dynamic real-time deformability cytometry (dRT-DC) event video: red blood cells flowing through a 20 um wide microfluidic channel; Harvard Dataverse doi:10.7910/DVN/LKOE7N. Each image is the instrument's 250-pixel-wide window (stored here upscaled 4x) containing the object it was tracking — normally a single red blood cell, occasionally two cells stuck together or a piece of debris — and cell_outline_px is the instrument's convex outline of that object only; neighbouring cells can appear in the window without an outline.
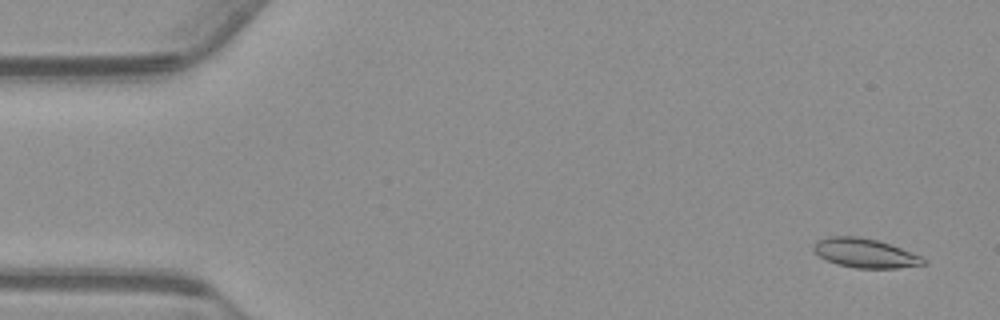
{"species": "common noctule bat (a hibernating species)", "species_latin": "Nyctalus noctula", "temperature_condition": "warm", "stored_images_in_passage": 55, "camera_frame_rate_fps": 3000, "um_per_image_px": 0.085, "animal": {"sex": "male", "body_mass_g": 23.1, "forearm_length_mm": 52.7}, "frame": {"image": 1, "passage_image": 3, "time_ms": 0.667, "image_size_px": [1000, 320], "cell_outline_px": [[928, 260], [924, 264], [896, 268], [856, 268], [836, 264], [812, 252], [812, 244], [816, 240], [828, 236], [856, 236], [876, 240], [900, 248], [920, 256]], "centroid_in_image_um": [73.46, 21.51], "position_along_channel_um": 11.5, "area_um2": 18.61}}
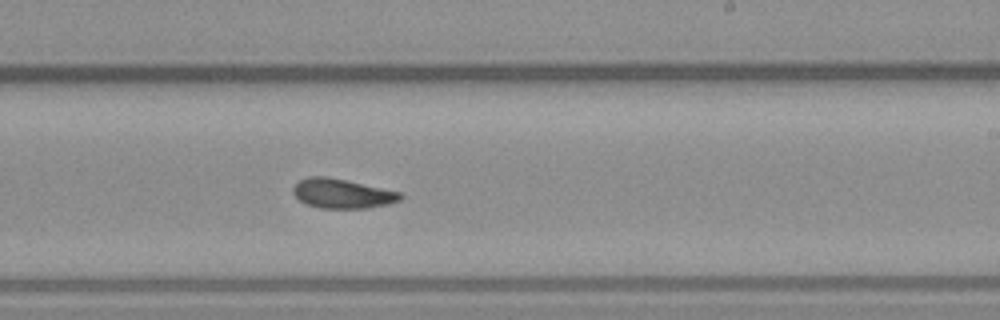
{"frame": {"image": 2, "passage_image": 33, "time_ms": 10.667, "image_size_px": [1000, 320], "cell_outline_px": [[404, 196], [400, 200], [388, 204], [368, 208], [320, 208], [308, 204], [300, 200], [292, 192], [292, 188], [300, 180], [308, 176], [328, 176], [400, 192]], "centroid_in_image_um": [29.09, 16.45], "position_along_channel_um": 259.9, "area_um2": 18.32}}
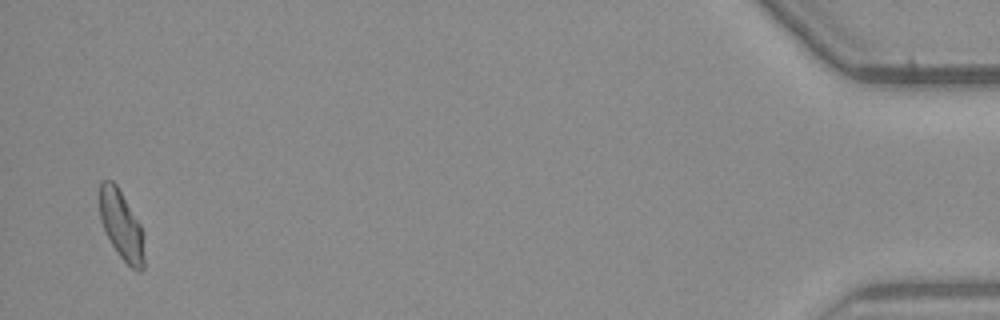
{"frame": {"image": 3, "passage_image": 54, "time_ms": 17.667, "image_size_px": [1000, 320], "cell_outline_px": [[144, 268], [140, 272], [132, 268], [120, 256], [112, 244], [100, 220], [100, 180], [112, 180], [116, 184], [140, 224], [144, 256]], "centroid_in_image_um": [10.31, 19.13], "position_along_channel_um": 424.9, "area_um2": 17.51}, "authors_computed_cell_mechanics": {"area_um2": 18.4382, "velocity_mm_per_s": 3.7166, "shape_relaxation_time_tau1_ms": 4.3829, "shape_relaxation_time_tau2_ms": 3.4318, "deformation_change_tau1": 0.1396, "deformation_change_tau2": 0.0946}}